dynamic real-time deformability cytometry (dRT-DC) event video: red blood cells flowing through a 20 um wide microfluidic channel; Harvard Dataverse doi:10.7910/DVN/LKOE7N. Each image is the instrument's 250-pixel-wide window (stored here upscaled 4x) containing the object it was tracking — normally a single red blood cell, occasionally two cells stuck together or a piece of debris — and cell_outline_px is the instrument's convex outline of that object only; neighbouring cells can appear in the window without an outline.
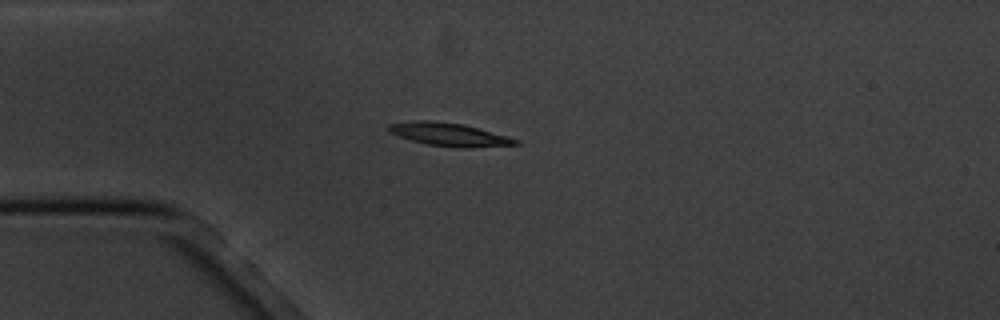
{"species": "common noctule bat (a hibernating species)", "species_latin": "Nyctalus noctula", "temperature_condition": "cold", "stored_images_in_passage": 4, "camera_frame_rate_fps": 3000, "um_per_image_px": 0.085, "animal": {"sex": "male", "body_mass_g": 20.1, "forearm_length_mm": 53.5}, "frame": {"image": 1, "passage_image": 1, "time_ms": 0.0, "image_size_px": [1000, 320], "cell_outline_px": [[520, 144], [468, 148], [460, 148], [428, 144], [412, 140], [388, 132], [388, 124], [412, 120], [432, 120], [464, 124], [508, 136], [520, 140]], "centroid_in_image_um": [38.2, 11.42], "position_along_channel_um": 46.8, "area_um2": 17.17}}
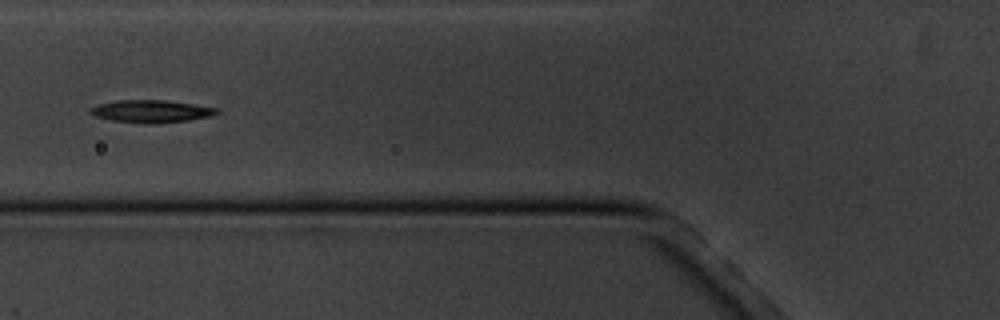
{"frame": {"image": 2, "passage_image": 3, "time_ms": 2.333, "image_size_px": [1000, 320], "cell_outline_px": [[220, 112], [212, 116], [188, 120], [112, 120], [96, 116], [88, 112], [88, 108], [100, 104], [116, 100], [164, 100], [220, 108]], "centroid_in_image_um": [12.88, 9.39], "position_along_channel_um": 112.9, "area_um2": 15.43}}
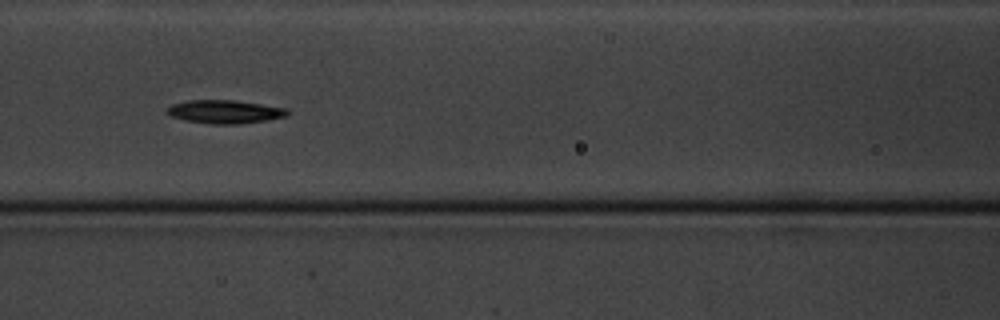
{"frame": {"image": 3, "passage_image": 4, "time_ms": 3.333, "image_size_px": [1000, 320], "cell_outline_px": [[292, 112], [288, 116], [268, 120], [240, 124], [212, 124], [184, 120], [172, 116], [164, 112], [164, 108], [172, 104], [188, 100], [236, 100], [288, 108]], "centroid_in_image_um": [19.13, 9.49], "position_along_channel_um": 147.5, "area_um2": 16.76}}